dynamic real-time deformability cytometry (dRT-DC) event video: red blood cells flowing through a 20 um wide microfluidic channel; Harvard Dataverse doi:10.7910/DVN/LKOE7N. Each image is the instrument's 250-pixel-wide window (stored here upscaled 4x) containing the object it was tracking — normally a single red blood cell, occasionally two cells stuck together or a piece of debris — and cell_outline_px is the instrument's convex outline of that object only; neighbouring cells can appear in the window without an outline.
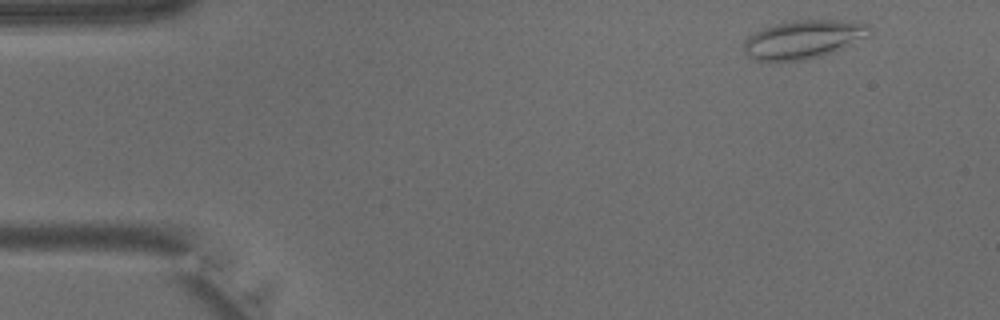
{"species": "common noctule bat (a hibernating species)", "species_latin": "Nyctalus noctula", "temperature_condition": "warm", "stored_images_in_passage": 38, "camera_frame_rate_fps": 3000, "um_per_image_px": 0.085, "animal": {"sex": "male", "body_mass_g": 15.6}, "frame": {"image": 1, "passage_image": 1, "time_ms": 0.0, "image_size_px": [1000, 320], "cell_outline_px": [[872, 36], [832, 52], [820, 56], [804, 60], [756, 60], [748, 56], [744, 52], [744, 40], [748, 36], [760, 28], [776, 24], [796, 20], [860, 20], [868, 24], [872, 28]], "centroid_in_image_um": [68.37, 3.32], "position_along_channel_um": 16.6, "area_um2": 28.5}}
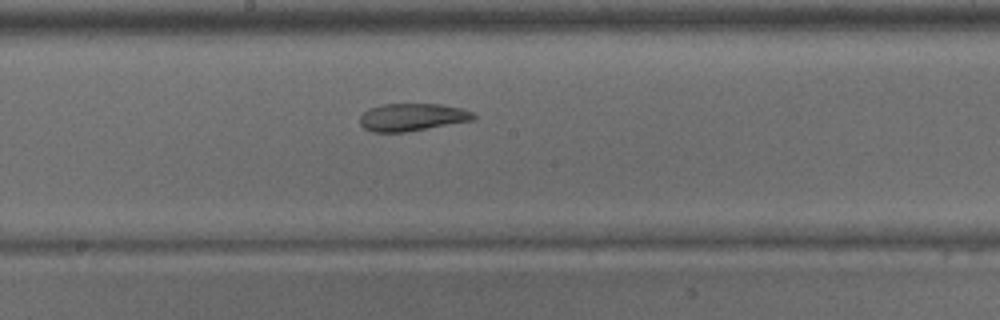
{"frame": {"image": 2, "passage_image": 19, "time_ms": 6.0, "image_size_px": [1000, 320], "cell_outline_px": [[476, 116], [472, 120], [404, 132], [372, 132], [364, 128], [360, 124], [360, 116], [368, 108], [380, 104], [440, 104], [464, 108], [472, 112]], "centroid_in_image_um": [35.0, 9.94], "position_along_channel_um": 213.2, "area_um2": 18.21}}
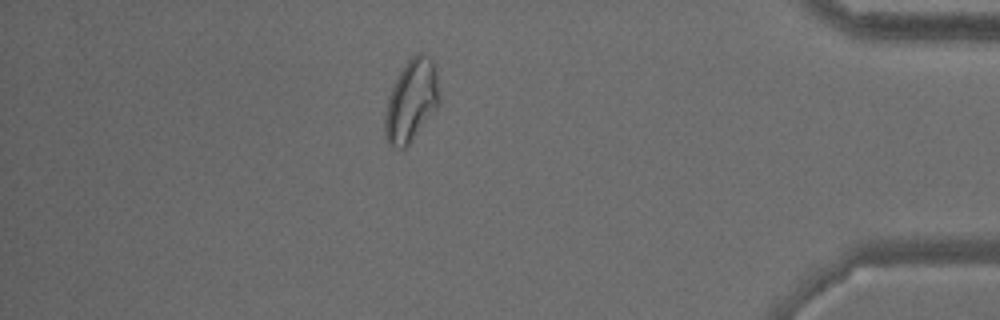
{"frame": {"image": 3, "passage_image": 33, "time_ms": 10.667, "image_size_px": [1000, 320], "cell_outline_px": [[440, 104], [408, 144], [404, 148], [396, 148], [388, 144], [384, 136], [384, 120], [388, 100], [392, 88], [400, 72], [408, 60], [416, 52], [420, 52], [428, 56], [432, 60], [436, 68], [440, 96]], "centroid_in_image_um": [34.98, 8.55], "position_along_channel_um": 400.2, "area_um2": 25.84}}